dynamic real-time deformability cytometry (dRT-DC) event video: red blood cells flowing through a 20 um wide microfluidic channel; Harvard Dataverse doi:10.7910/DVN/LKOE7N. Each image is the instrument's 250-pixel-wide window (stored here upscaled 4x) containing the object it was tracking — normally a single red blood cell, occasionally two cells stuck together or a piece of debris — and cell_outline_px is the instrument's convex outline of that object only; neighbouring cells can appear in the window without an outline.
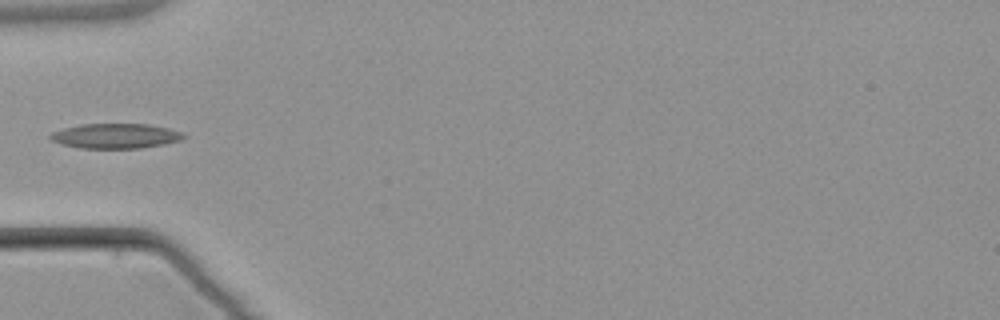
{"species": "common noctule bat (a hibernating species)", "species_latin": "Nyctalus noctula", "temperature_condition": "warm", "stored_images_in_passage": 5, "camera_frame_rate_fps": 3000, "um_per_image_px": 0.085, "animal": {"sex": "male", "body_mass_g": 21.5, "forearm_length_mm": 52.0}, "frame": {"image": 1, "passage_image": 5, "time_ms": 4.667, "image_size_px": [1000, 320], "cell_outline_px": [[188, 136], [180, 140], [164, 144], [140, 148], [80, 148], [64, 144], [52, 140], [48, 136], [52, 132], [64, 128], [80, 124], [148, 124], [168, 128], [184, 132]], "centroid_in_image_um": [9.86, 11.55], "position_along_channel_um": 75.1, "area_um2": 19.31}}